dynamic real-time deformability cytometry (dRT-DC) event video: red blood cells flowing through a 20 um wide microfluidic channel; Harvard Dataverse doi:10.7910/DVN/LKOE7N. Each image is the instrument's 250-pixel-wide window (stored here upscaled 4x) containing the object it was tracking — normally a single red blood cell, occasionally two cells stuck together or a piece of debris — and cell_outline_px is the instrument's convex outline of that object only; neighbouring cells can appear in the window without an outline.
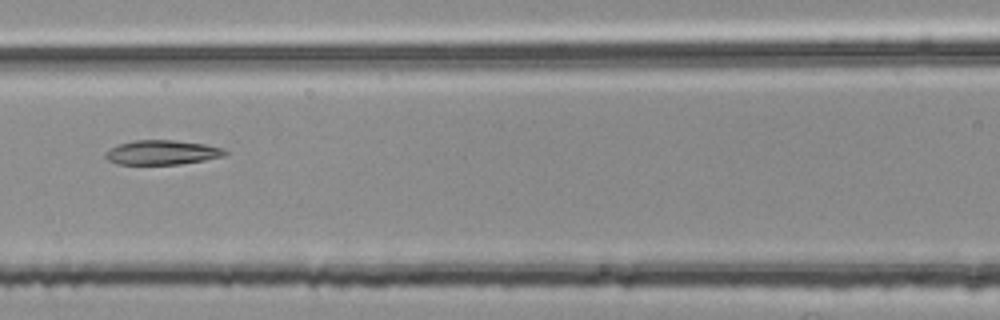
{"species": "common noctule bat (a hibernating species)", "species_latin": "Nyctalus noctula", "temperature_condition": "room temperature", "stored_images_in_passage": 33, "segment_of_instrument_passage": [2, 2], "camera_frame_rate_fps": 3000, "um_per_image_px": 0.085, "animal": {"sex": "female", "body_mass_g": 25.1}, "frame": {"image": 1, "passage_image": 24, "time_ms": 7.667, "image_size_px": [1000, 320], "cell_outline_px": [[228, 152], [224, 156], [204, 160], [180, 164], [116, 164], [108, 160], [104, 156], [104, 152], [120, 144], [136, 140], [172, 140], [204, 144], [224, 148]], "centroid_in_image_um": [13.78, 12.96], "position_along_channel_um": 152.8, "area_um2": 16.94}}
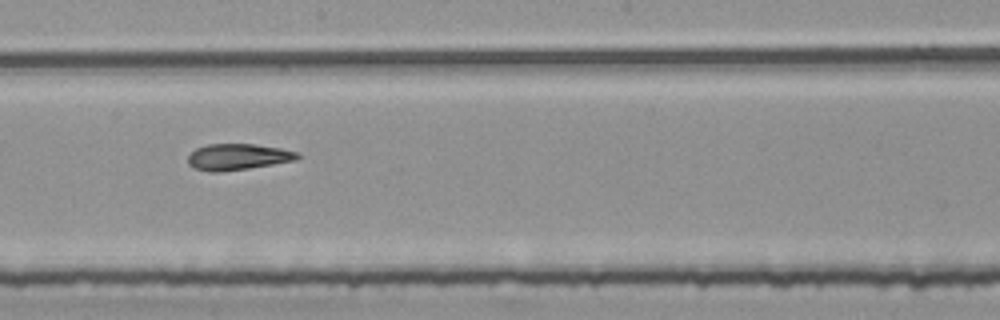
{"frame": {"image": 2, "passage_image": 30, "time_ms": 9.667, "image_size_px": [1000, 320], "cell_outline_px": [[300, 156], [296, 160], [248, 168], [220, 172], [208, 172], [196, 168], [188, 164], [188, 156], [196, 148], [208, 144], [252, 144], [280, 148], [296, 152]], "centroid_in_image_um": [20.18, 13.33], "position_along_channel_um": 228.0, "area_um2": 16.53}}
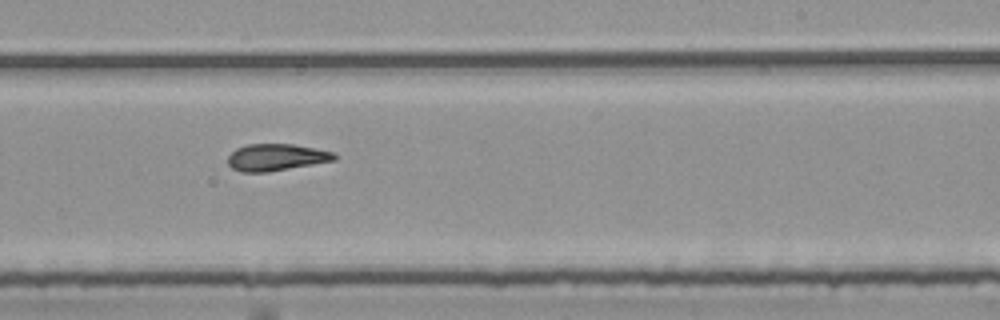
{"frame": {"image": 3, "passage_image": 33, "time_ms": 10.667, "image_size_px": [1000, 320], "cell_outline_px": [[340, 156], [336, 160], [268, 172], [240, 172], [232, 168], [228, 164], [228, 156], [236, 148], [244, 144], [292, 144], [316, 148], [332, 152]], "centroid_in_image_um": [23.48, 13.37], "position_along_channel_um": 265.5, "area_um2": 16.82}}